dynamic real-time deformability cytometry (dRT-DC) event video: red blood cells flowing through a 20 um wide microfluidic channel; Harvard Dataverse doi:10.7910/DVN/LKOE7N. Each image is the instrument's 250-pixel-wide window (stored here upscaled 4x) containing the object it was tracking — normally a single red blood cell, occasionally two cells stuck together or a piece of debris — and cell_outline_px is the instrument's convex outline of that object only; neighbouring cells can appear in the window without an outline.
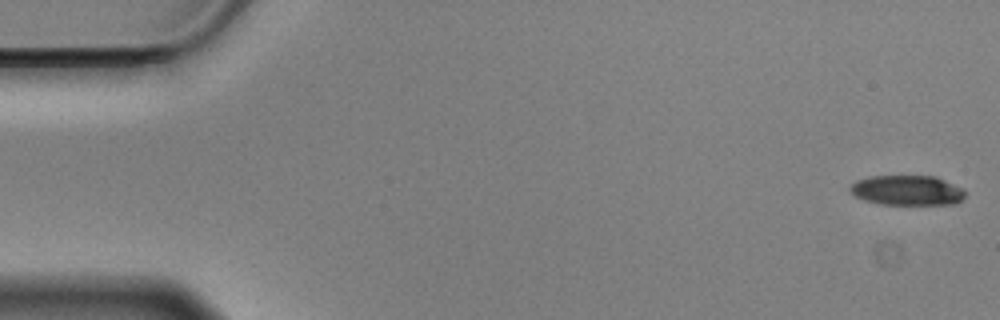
{"species": "Egyptian fruit bat (a non-hibernating species)", "species_latin": "Rousettus aegyptiacus", "temperature_condition": "cold", "stored_images_in_passage": 57, "camera_frame_rate_fps": 3000, "um_per_image_px": 0.085, "animal": {"sex": "male"}, "frame": {"image": 1, "passage_image": 1, "time_ms": 0.0, "image_size_px": [1000, 320], "cell_outline_px": [[964, 196], [956, 204], [880, 204], [864, 200], [848, 192], [848, 188], [856, 180], [872, 176], [936, 176], [964, 188]], "centroid_in_image_um": [77.09, 16.17], "position_along_channel_um": 7.9, "area_um2": 20.17}}
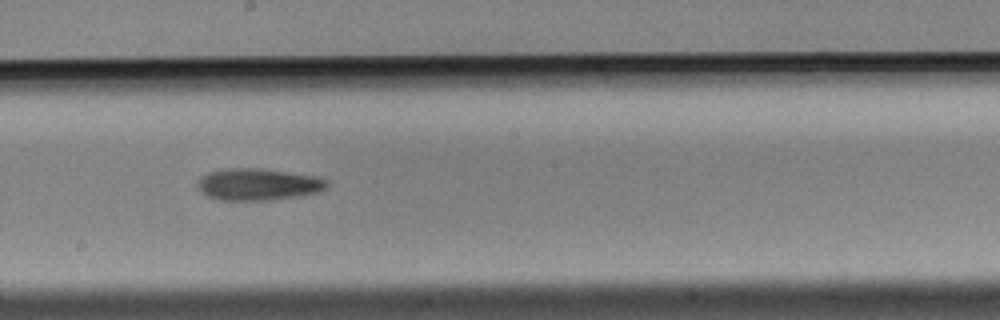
{"frame": {"image": 2, "passage_image": 31, "time_ms": 10.0, "image_size_px": [1000, 320], "cell_outline_px": [[328, 184], [320, 192], [296, 196], [268, 200], [220, 200], [208, 196], [200, 192], [196, 184], [200, 176], [208, 172], [224, 168], [256, 168], [316, 176], [328, 180]], "centroid_in_image_um": [21.88, 15.67], "position_along_channel_um": 226.3, "area_um2": 23.99}}
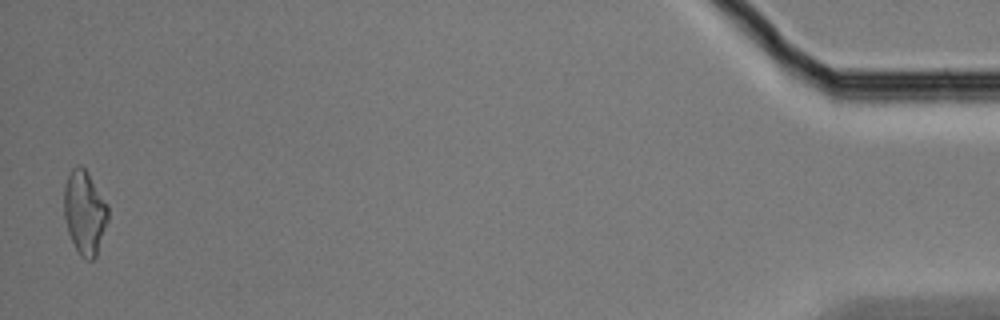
{"frame": {"image": 3, "passage_image": 56, "time_ms": 18.333, "image_size_px": [1000, 320], "cell_outline_px": [[108, 220], [96, 256], [92, 260], [84, 260], [80, 256], [68, 232], [64, 216], [64, 184], [72, 168], [76, 164], [80, 164], [88, 172], [108, 204]], "centroid_in_image_um": [7.19, 18.04], "position_along_channel_um": 428.0, "area_um2": 21.62}, "authors_computed_cell_mechanics": {"area_um2": 22.1952, "velocity_mm_per_s": 3.5347, "shape_relaxation_time_tau1_ms": 5.9117, "shape_relaxation_time_tau2_ms": null, "deformation_change_tau1": 0.1301, "deformation_change_tau2": null}}